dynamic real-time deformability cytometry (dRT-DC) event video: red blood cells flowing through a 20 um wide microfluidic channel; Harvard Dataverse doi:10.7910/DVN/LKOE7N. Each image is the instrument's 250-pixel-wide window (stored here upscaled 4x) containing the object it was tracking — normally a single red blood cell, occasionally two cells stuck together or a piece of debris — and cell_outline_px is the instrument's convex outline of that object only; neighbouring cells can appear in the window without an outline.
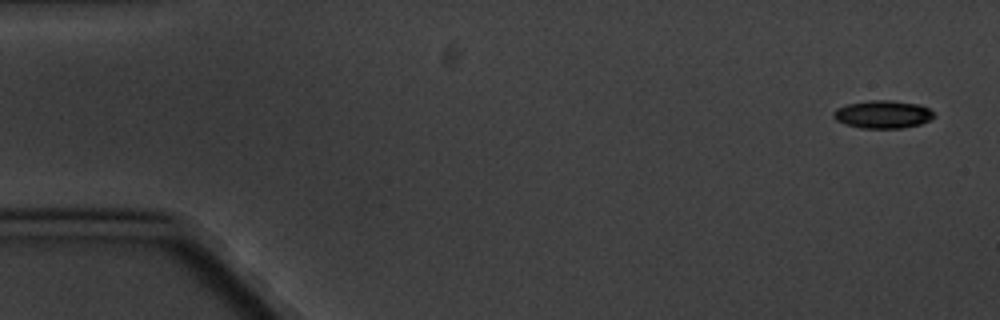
{"species": "common noctule bat (a hibernating species)", "species_latin": "Nyctalus noctula", "temperature_condition": "cold", "stored_images_in_passage": 6, "camera_frame_rate_fps": 3000, "um_per_image_px": 0.085, "animal": {"sex": "male", "body_mass_g": 20.1, "forearm_length_mm": 53.5}, "frame": {"image": 1, "passage_image": 1, "time_ms": 0.0, "image_size_px": [1000, 320], "cell_outline_px": [[936, 116], [920, 124], [900, 128], [860, 128], [844, 124], [836, 120], [832, 116], [832, 112], [836, 108], [848, 104], [872, 100], [888, 100], [920, 104], [928, 108]], "centroid_in_image_um": [75.01, 9.72], "position_along_channel_um": 10.0, "area_um2": 16.3}}
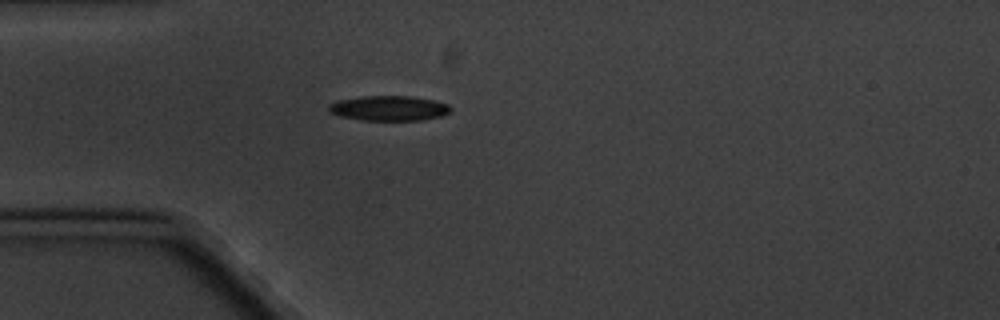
{"frame": {"image": 2, "passage_image": 5, "time_ms": 4.667, "image_size_px": [1000, 320], "cell_outline_px": [[452, 112], [440, 116], [420, 120], [364, 120], [340, 116], [328, 112], [328, 104], [336, 100], [360, 96], [412, 96], [432, 100], [448, 104], [452, 108]], "centroid_in_image_um": [33.03, 9.19], "position_along_channel_um": 52.0, "area_um2": 17.86}}